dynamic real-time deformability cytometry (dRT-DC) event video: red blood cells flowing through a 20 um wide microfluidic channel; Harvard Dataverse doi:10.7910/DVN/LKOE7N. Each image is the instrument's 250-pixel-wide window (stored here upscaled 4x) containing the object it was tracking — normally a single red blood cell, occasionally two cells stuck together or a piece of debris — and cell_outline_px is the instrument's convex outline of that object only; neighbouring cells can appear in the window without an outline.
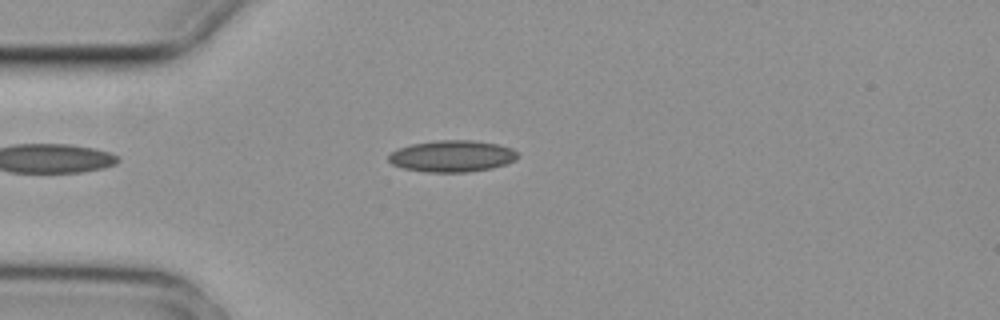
{"species": "common noctule bat (a hibernating species)", "species_latin": "Nyctalus noctula", "temperature_condition": "cold", "stored_images_in_passage": 4, "camera_frame_rate_fps": 3000, "um_per_image_px": 0.085, "animal": {"sex": "female", "body_mass_g": 29.2, "forearm_length_mm": 56.3}, "frame": {"image": 1, "passage_image": 4, "time_ms": 1.0, "image_size_px": [1000, 320], "cell_outline_px": [[516, 160], [508, 164], [492, 168], [468, 172], [428, 172], [404, 168], [392, 164], [388, 160], [388, 156], [396, 148], [412, 144], [436, 140], [472, 140], [496, 144], [512, 148], [516, 152]], "centroid_in_image_um": [38.42, 13.27], "position_along_channel_um": 46.6, "area_um2": 23.76}}